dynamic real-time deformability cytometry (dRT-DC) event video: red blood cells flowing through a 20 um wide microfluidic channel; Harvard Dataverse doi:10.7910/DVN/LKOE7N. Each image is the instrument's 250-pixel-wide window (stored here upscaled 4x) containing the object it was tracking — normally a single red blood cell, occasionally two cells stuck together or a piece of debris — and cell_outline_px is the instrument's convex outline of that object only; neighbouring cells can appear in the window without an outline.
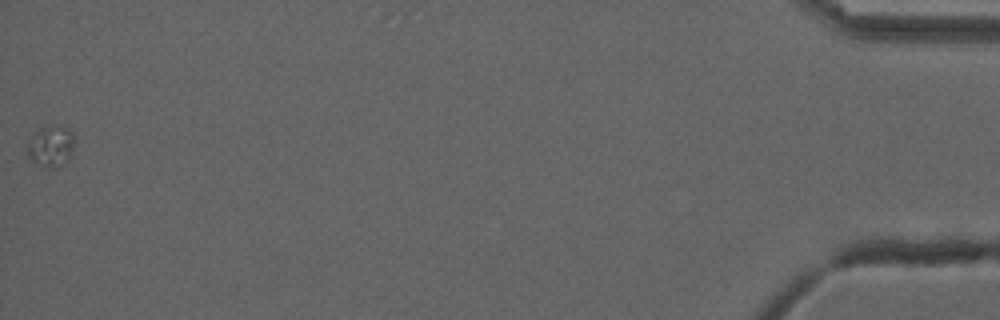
{"species": "common noctule bat (a hibernating species)", "species_latin": "Nyctalus noctula", "temperature_condition": "cold", "stored_images_in_passage": 50, "camera_frame_rate_fps": 3000, "um_per_image_px": 0.085, "animal": {"sex": "male", "forearm_length_mm": 52.5}, "frame": {"image": 1, "passage_image": 50, "time_ms": 16.333, "image_size_px": [1000, 320], "cell_outline_px": [[76, 136], [68, 160], [64, 164], [56, 168], [44, 168], [32, 160], [28, 156], [28, 140], [40, 128], [68, 128]], "centroid_in_image_um": [4.34, 12.48], "position_along_channel_um": 430.9, "area_um2": 11.04}}